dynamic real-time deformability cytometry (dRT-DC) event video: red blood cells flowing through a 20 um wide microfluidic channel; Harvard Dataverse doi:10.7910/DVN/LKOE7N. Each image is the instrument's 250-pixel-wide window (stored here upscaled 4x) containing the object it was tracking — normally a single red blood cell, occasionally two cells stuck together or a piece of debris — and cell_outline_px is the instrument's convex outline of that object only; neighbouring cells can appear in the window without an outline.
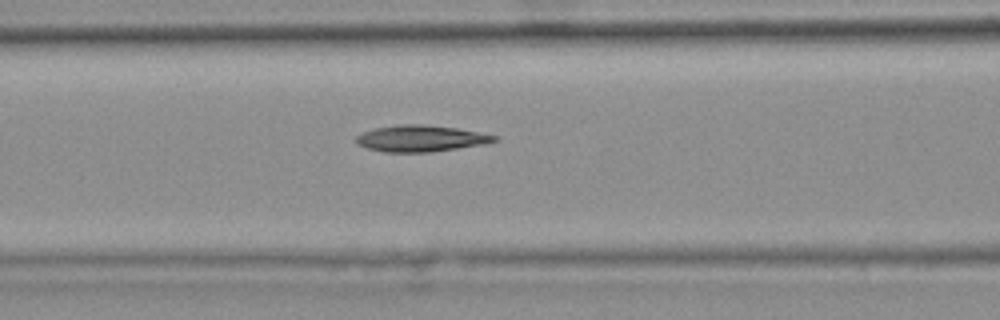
{"species": "common noctule bat (a hibernating species)", "species_latin": "Nyctalus noctula", "temperature_condition": "warm", "stored_images_in_passage": 18, "camera_frame_rate_fps": 3000, "um_per_image_px": 0.085, "animal": {"sex": "female", "body_mass_g": 25.1}, "frame": {"image": 1, "passage_image": 13, "time_ms": 4.0, "image_size_px": [1000, 320], "cell_outline_px": [[500, 140], [484, 144], [428, 152], [384, 152], [368, 148], [356, 144], [356, 136], [364, 132], [376, 128], [400, 124], [424, 124], [456, 128], [496, 136]], "centroid_in_image_um": [35.74, 11.77], "position_along_channel_um": 130.9, "area_um2": 20.98}}